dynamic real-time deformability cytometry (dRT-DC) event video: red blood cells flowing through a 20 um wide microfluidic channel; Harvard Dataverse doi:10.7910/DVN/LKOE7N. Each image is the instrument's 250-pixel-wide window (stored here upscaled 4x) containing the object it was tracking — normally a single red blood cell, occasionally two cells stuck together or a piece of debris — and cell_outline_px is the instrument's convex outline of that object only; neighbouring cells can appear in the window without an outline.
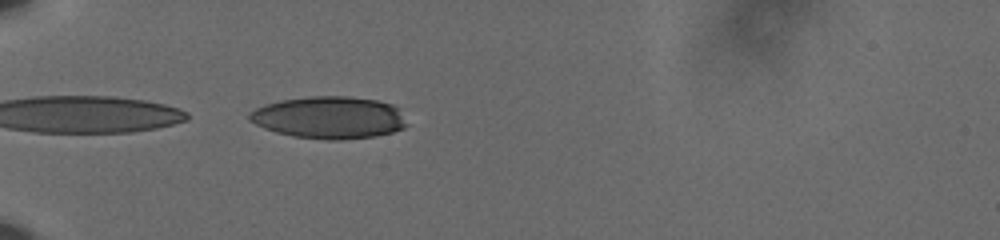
{"species": "human", "species_latin": "Homo sapiens", "temperature_condition": "cold", "stored_images_in_passage": 40, "camera_frame_rate_fps": 3000, "um_per_image_px": 0.085, "donor": {"sex": "male"}, "frame": {"image": 1, "passage_image": 1, "time_ms": 0.0, "image_size_px": [1000, 240], "cell_outline_px": [[408, 124], [404, 128], [392, 132], [376, 136], [340, 140], [328, 140], [292, 136], [276, 132], [264, 128], [248, 120], [248, 112], [264, 104], [280, 100], [308, 96], [348, 96], [380, 100], [392, 104], [400, 108]], "centroid_in_image_um": [28.0, 9.98], "position_along_channel_um": 57.0, "area_um2": 39.25}}
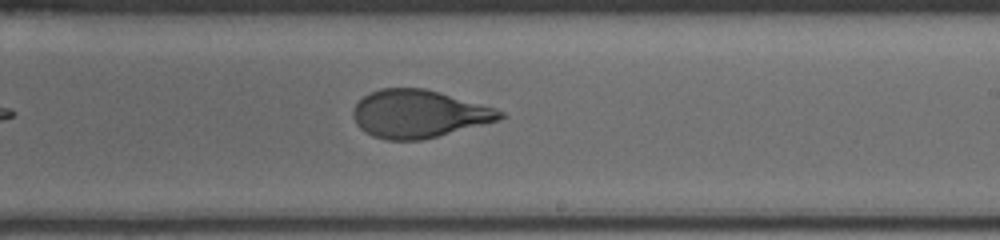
{"frame": {"image": 2, "passage_image": 19, "time_ms": 6.0, "image_size_px": [1000, 240], "cell_outline_px": [[504, 116], [500, 120], [420, 140], [388, 140], [372, 136], [360, 128], [356, 124], [352, 116], [352, 108], [364, 96], [380, 88], [424, 88], [440, 92], [496, 108], [504, 112]], "centroid_in_image_um": [35.57, 9.67], "position_along_channel_um": 253.4, "area_um2": 40.75}}
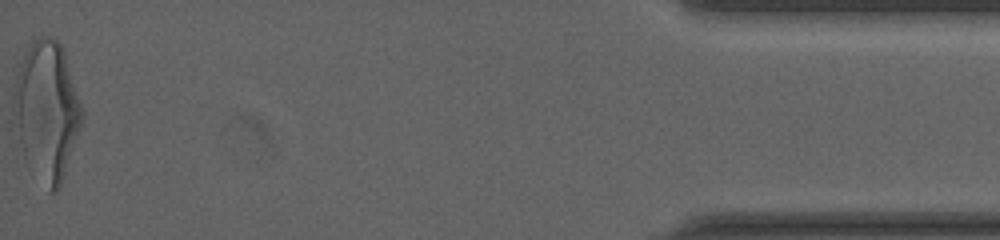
{"frame": {"image": 3, "passage_image": 40, "time_ms": 13.0, "image_size_px": [1000, 240], "cell_outline_px": [[84, 120], [60, 184], [56, 192], [48, 192], [28, 168], [24, 160], [12, 124], [12, 96], [16, 60], [32, 40], [40, 36], [48, 36], [56, 40], [64, 48], [84, 112]], "centroid_in_image_um": [3.91, 9.37], "position_along_channel_um": 431.3, "area_um2": 57.34}, "authors_computed_cell_mechanics": {"area_um2": 41.6738, "velocity_mm_per_s": 3.631, "shape_relaxation_time_tau1_ms": 5.5612, "shape_relaxation_time_tau2_ms": null, "deformation_change_tau1": 0.201, "deformation_change_tau2": null}}